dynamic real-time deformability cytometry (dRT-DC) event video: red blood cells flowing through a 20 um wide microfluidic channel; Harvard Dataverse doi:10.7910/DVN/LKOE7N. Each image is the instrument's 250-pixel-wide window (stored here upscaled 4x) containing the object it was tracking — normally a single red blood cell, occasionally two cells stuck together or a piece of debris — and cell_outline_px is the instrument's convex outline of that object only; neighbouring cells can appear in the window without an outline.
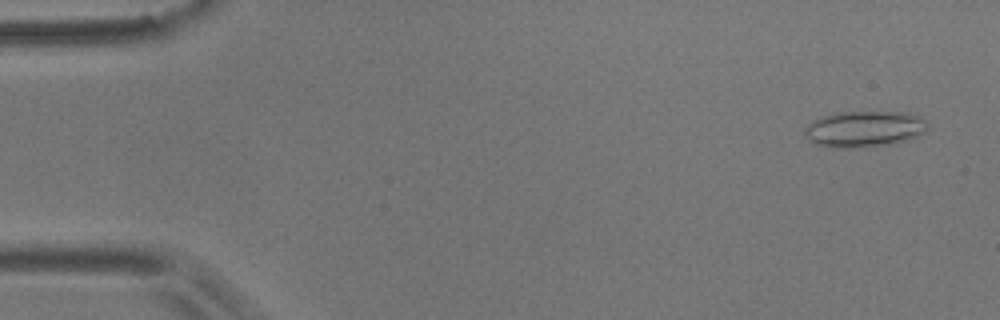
{"species": "common noctule bat (a hibernating species)", "species_latin": "Nyctalus noctula", "temperature_condition": "room temperature", "stored_images_in_passage": 55, "camera_frame_rate_fps": 3000, "um_per_image_px": 0.085, "animal": {"sex": "male", "body_mass_g": 17.9}, "frame": {"image": 1, "passage_image": 3, "time_ms": 0.667, "image_size_px": [1000, 320], "cell_outline_px": [[928, 128], [924, 132], [908, 140], [888, 144], [852, 148], [832, 148], [816, 144], [804, 136], [804, 128], [812, 120], [820, 116], [840, 112], [904, 112], [920, 116], [928, 124]], "centroid_in_image_um": [73.43, 10.96], "position_along_channel_um": 11.6, "area_um2": 26.01}}
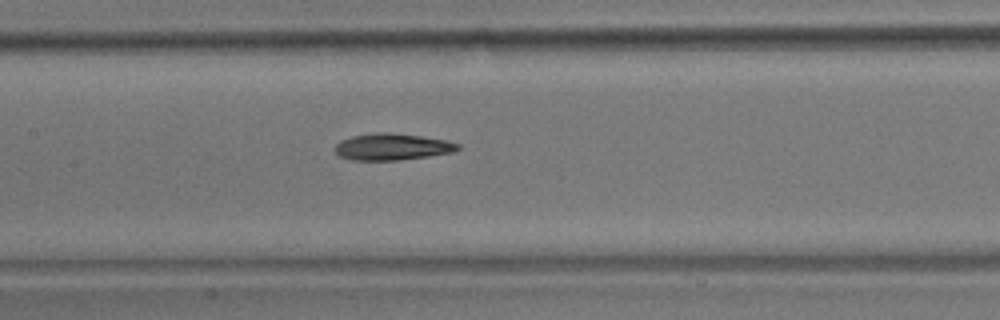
{"frame": {"image": 2, "passage_image": 26, "time_ms": 8.333, "image_size_px": [1000, 320], "cell_outline_px": [[460, 148], [452, 152], [428, 156], [400, 160], [352, 160], [340, 156], [332, 148], [340, 140], [352, 136], [376, 132], [388, 132], [420, 136], [444, 140], [460, 144]], "centroid_in_image_um": [33.29, 12.48], "position_along_channel_um": 174.1, "area_um2": 19.02}}
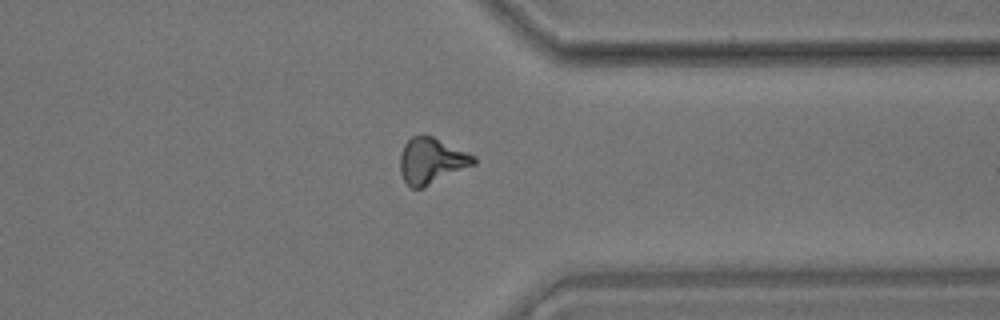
{"frame": {"image": 3, "passage_image": 43, "time_ms": 14.0, "image_size_px": [1000, 320], "cell_outline_px": [[476, 164], [420, 188], [412, 188], [404, 180], [400, 172], [400, 156], [404, 144], [412, 136], [432, 136], [468, 152], [476, 156]], "centroid_in_image_um": [36.68, 13.66], "position_along_channel_um": 374.7, "area_um2": 19.36}, "authors_computed_cell_mechanics": {"area_um2": 19.1318, "velocity_mm_per_s": 3.6139, "shape_relaxation_time_tau1_ms": 5.8399, "shape_relaxation_time_tau2_ms": 10.8961, "deformation_change_tau1": 0.211, "deformation_change_tau2": 0.2392}}